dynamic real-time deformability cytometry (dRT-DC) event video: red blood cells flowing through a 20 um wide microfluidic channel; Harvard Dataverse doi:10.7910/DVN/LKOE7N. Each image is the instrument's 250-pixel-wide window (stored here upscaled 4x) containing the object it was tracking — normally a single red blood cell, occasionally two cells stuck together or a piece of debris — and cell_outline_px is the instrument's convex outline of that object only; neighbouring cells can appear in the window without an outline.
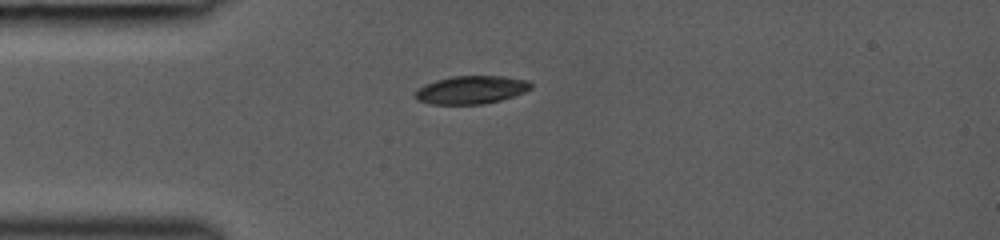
{"species": "common noctule bat (a hibernating species)", "species_latin": "Nyctalus noctula", "temperature_condition": "room temperature", "stored_images_in_passage": 32, "camera_frame_rate_fps": 3000, "um_per_image_px": 0.085, "animal": {"sex": "female", "body_mass_g": 19.0, "forearm_length_mm": 53.3}, "frame": {"image": 1, "passage_image": 1, "time_ms": 0.0, "image_size_px": [1000, 240], "cell_outline_px": [[532, 88], [524, 92], [500, 100], [480, 104], [432, 104], [416, 100], [412, 96], [424, 84], [436, 80], [452, 76], [504, 76], [528, 80], [532, 84]], "centroid_in_image_um": [40.03, 7.63], "position_along_channel_um": 45.0, "area_um2": 18.9}}
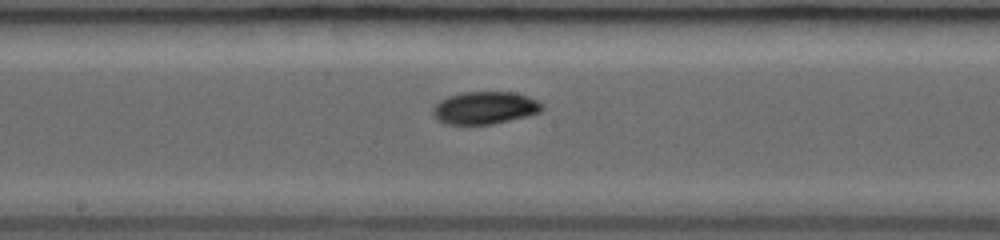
{"frame": {"image": 2, "passage_image": 13, "time_ms": 4.0, "image_size_px": [1000, 240], "cell_outline_px": [[544, 108], [540, 112], [528, 116], [492, 124], [448, 124], [436, 120], [432, 116], [432, 108], [440, 100], [448, 96], [464, 92], [516, 92], [528, 96], [544, 104]], "centroid_in_image_um": [41.21, 9.16], "position_along_channel_um": 207.0, "area_um2": 20.87}}
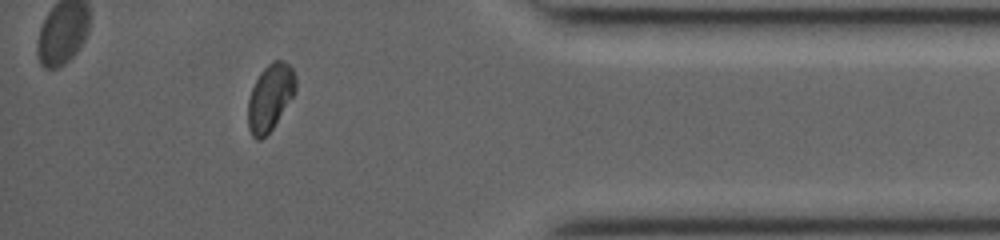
{"frame": {"image": 3, "passage_image": 28, "time_ms": 9.0, "image_size_px": [1000, 240], "cell_outline_px": [[296, 92], [272, 128], [260, 140], [256, 140], [252, 136], [248, 128], [248, 100], [252, 88], [260, 72], [272, 60], [280, 60], [288, 64], [292, 68], [296, 76]], "centroid_in_image_um": [22.96, 8.26], "position_along_channel_um": 412.2, "area_um2": 18.44}}